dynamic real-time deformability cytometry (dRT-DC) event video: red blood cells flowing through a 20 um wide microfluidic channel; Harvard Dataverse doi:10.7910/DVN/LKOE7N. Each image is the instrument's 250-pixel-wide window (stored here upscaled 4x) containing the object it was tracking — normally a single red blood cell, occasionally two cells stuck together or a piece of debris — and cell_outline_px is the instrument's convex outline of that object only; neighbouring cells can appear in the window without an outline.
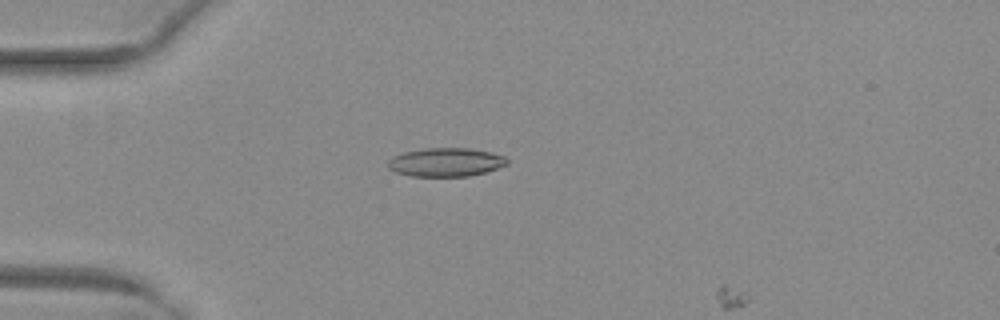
{"species": "common noctule bat (a hibernating species)", "species_latin": "Nyctalus noctula", "temperature_condition": "warm", "stored_images_in_passage": 2, "camera_frame_rate_fps": 3000, "um_per_image_px": 0.085, "animal": {"sex": "female", "body_mass_g": 29.2, "forearm_length_mm": 56.3}, "frame": {"image": 1, "passage_image": 1, "time_ms": 0.0, "image_size_px": [1000, 320], "cell_outline_px": [[508, 164], [484, 172], [468, 176], [412, 176], [396, 172], [388, 168], [388, 160], [392, 156], [404, 152], [424, 148], [468, 148], [492, 152], [504, 156], [508, 160]], "centroid_in_image_um": [37.88, 13.78], "position_along_channel_um": 47.1, "area_um2": 19.83}}